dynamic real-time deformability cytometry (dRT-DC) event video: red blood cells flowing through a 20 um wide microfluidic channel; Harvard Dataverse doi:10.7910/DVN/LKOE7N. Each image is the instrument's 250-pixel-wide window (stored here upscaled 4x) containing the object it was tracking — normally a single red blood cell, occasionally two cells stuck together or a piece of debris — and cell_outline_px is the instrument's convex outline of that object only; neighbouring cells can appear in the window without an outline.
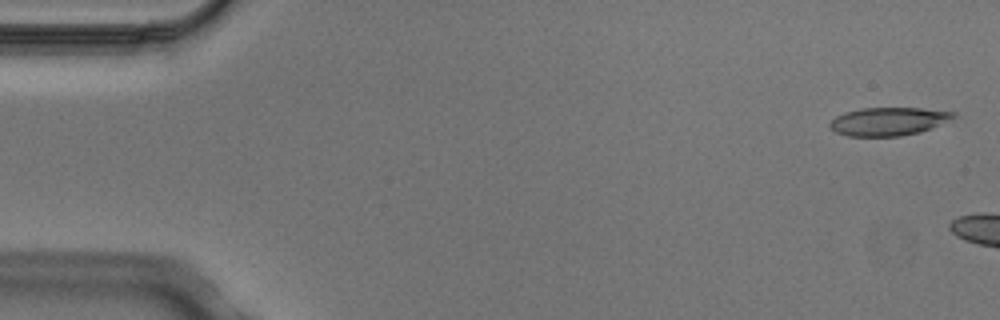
{"species": "Egyptian fruit bat (a non-hibernating species)", "species_latin": "Rousettus aegyptiacus", "temperature_condition": "cold", "stored_images_in_passage": 2, "camera_frame_rate_fps": 3000, "um_per_image_px": 0.085, "animal": {"sex": "male"}, "frame": {"image": 1, "passage_image": 1, "time_ms": 0.0, "image_size_px": [1000, 320], "cell_outline_px": [[960, 116], [932, 128], [920, 132], [900, 136], [848, 136], [836, 132], [828, 124], [836, 116], [844, 112], [860, 108], [920, 108], [956, 112]], "centroid_in_image_um": [75.57, 10.31], "position_along_channel_um": 9.4, "area_um2": 20.46}}